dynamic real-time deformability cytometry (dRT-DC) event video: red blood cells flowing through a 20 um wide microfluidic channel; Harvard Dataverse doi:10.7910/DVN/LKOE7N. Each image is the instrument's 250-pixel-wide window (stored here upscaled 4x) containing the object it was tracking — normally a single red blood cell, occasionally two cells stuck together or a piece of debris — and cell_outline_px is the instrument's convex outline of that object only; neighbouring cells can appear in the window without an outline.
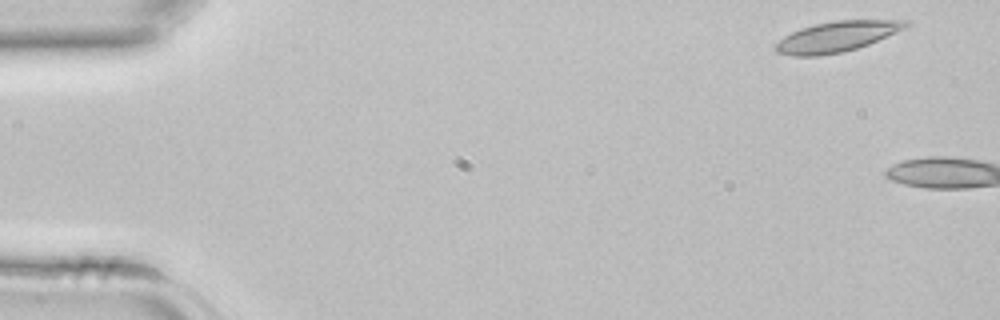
{"species": "common noctule bat (a hibernating species)", "species_latin": "Nyctalus noctula", "temperature_condition": "room temperature", "stored_images_in_passage": 3, "camera_frame_rate_fps": 3000, "um_per_image_px": 0.085, "animal": {"sex": "female", "body_mass_g": 22.7, "forearm_length_mm": 54.2}, "frame": {"image": 1, "passage_image": 1, "time_ms": 0.0, "image_size_px": [1000, 320], "cell_outline_px": [[912, 24], [896, 32], [868, 44], [856, 48], [840, 52], [820, 56], [792, 56], [776, 52], [776, 44], [784, 36], [800, 28], [816, 24], [836, 20], [908, 20]], "centroid_in_image_um": [71.12, 3.11], "position_along_channel_um": 13.9, "area_um2": 22.83}}